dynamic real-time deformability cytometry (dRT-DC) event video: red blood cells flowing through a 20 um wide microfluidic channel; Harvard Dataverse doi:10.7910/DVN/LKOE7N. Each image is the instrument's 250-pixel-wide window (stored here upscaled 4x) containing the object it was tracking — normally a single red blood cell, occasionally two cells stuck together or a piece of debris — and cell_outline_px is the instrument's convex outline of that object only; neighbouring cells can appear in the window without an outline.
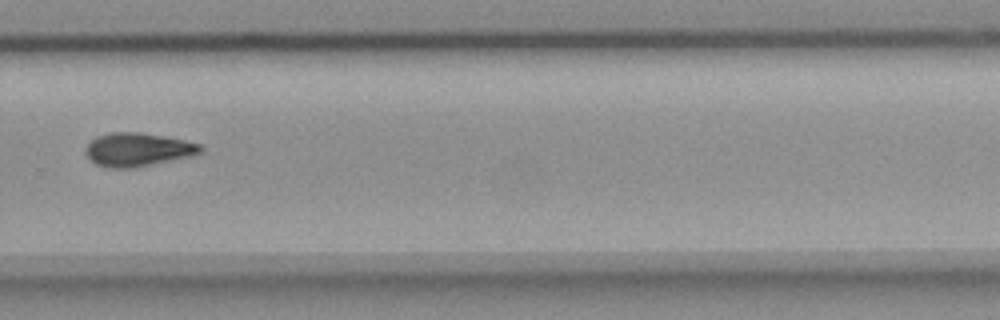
{"species": "common noctule bat (a hibernating species)", "species_latin": "Nyctalus noctula", "temperature_condition": "room temperature", "stored_images_in_passage": 13, "camera_frame_rate_fps": 3000, "um_per_image_px": 0.085, "animal": {"sex": "female", "body_mass_g": 18.4}, "frame": {"image": 1, "passage_image": 10, "time_ms": 11.667, "image_size_px": [1000, 320], "cell_outline_px": [[204, 148], [200, 152], [192, 156], [128, 168], [108, 168], [96, 164], [84, 152], [84, 148], [96, 136], [108, 132], [140, 132], [164, 136], [184, 140], [200, 144]], "centroid_in_image_um": [11.68, 12.7], "position_along_channel_um": 318.1, "area_um2": 22.25}}
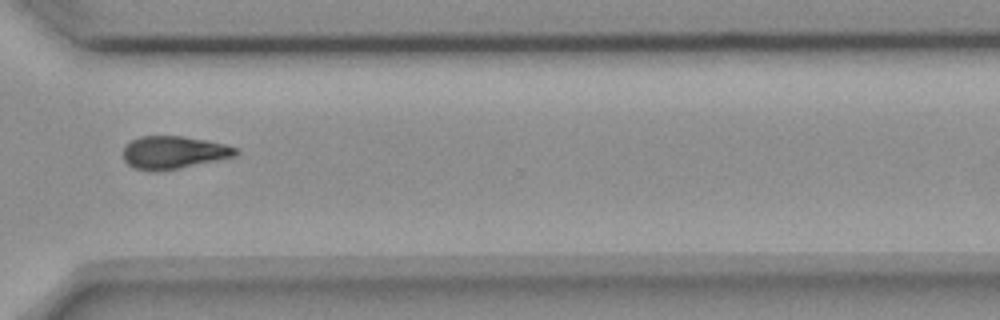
{"frame": {"image": 2, "passage_image": 11, "time_ms": 12.667, "image_size_px": [1000, 320], "cell_outline_px": [[240, 152], [236, 156], [180, 168], [160, 172], [148, 172], [132, 168], [124, 160], [124, 148], [132, 140], [140, 136], [184, 136], [208, 140], [224, 144], [236, 148]], "centroid_in_image_um": [14.75, 12.97], "position_along_channel_um": 355.8, "area_um2": 21.73}}
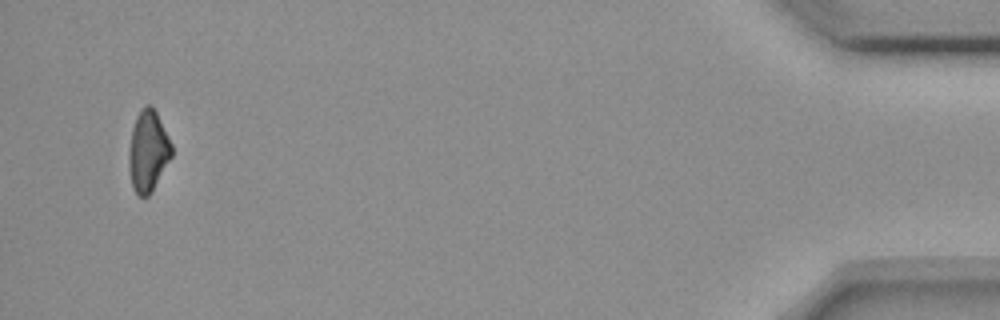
{"frame": {"image": 3, "passage_image": 13, "time_ms": 16.667, "image_size_px": [1000, 320], "cell_outline_px": [[172, 156], [148, 196], [140, 196], [132, 188], [128, 168], [128, 152], [132, 128], [136, 116], [140, 108], [144, 104], [152, 104], [172, 144]], "centroid_in_image_um": [12.56, 12.8], "position_along_channel_um": 422.6, "area_um2": 20.29}, "authors_computed_cell_mechanics": {"area_um2": 21.7328, "velocity_mm_per_s": 3.7072, "shape_relaxation_time_tau1_ms": 6.2228, "shape_relaxation_time_tau2_ms": null, "deformation_change_tau1": 0.1094, "deformation_change_tau2": null}}